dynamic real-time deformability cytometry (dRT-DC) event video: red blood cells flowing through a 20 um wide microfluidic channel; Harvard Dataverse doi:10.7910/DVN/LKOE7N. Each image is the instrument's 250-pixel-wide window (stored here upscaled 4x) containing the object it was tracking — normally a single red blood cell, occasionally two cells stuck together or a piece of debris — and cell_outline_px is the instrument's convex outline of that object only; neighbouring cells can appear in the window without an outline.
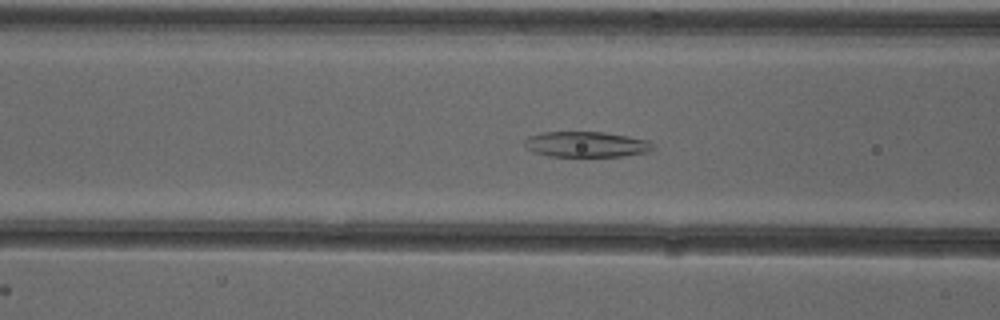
{"species": "common noctule bat (a hibernating species)", "species_latin": "Nyctalus noctula", "temperature_condition": "cold", "stored_images_in_passage": 53, "camera_frame_rate_fps": 3000, "um_per_image_px": 0.085, "animal": {"sex": "female"}, "frame": {"image": 1, "passage_image": 21, "time_ms": 6.667, "image_size_px": [1000, 320], "cell_outline_px": [[656, 148], [648, 152], [620, 156], [548, 156], [536, 152], [528, 148], [524, 144], [524, 140], [528, 136], [544, 132], [604, 132], [628, 136], [648, 140], [656, 144]], "centroid_in_image_um": [49.89, 12.26], "position_along_channel_um": 116.7, "area_um2": 19.13}}
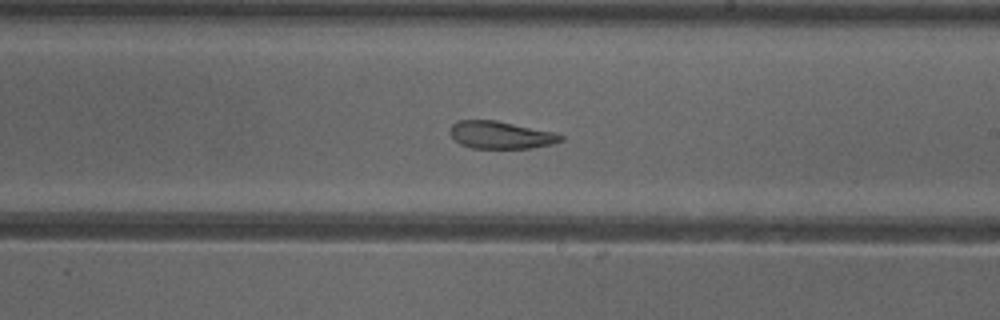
{"frame": {"image": 2, "passage_image": 31, "time_ms": 10.0, "image_size_px": [1000, 320], "cell_outline_px": [[564, 140], [552, 144], [528, 148], [472, 148], [460, 144], [448, 132], [452, 124], [460, 120], [496, 120], [552, 132], [564, 136]], "centroid_in_image_um": [42.54, 11.47], "position_along_channel_um": 246.5, "area_um2": 17.57}}
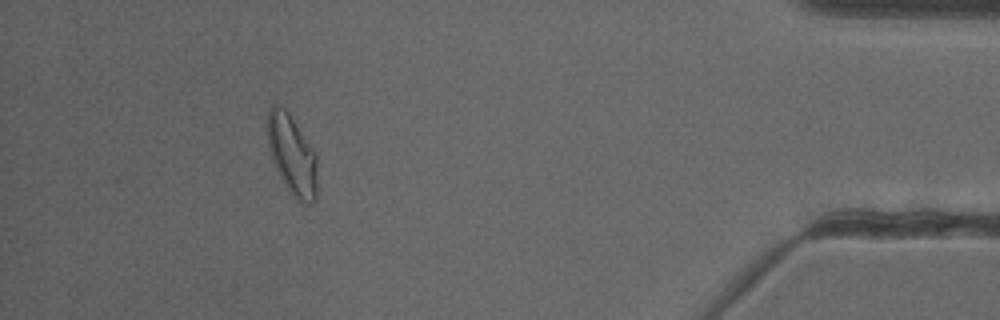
{"frame": {"image": 3, "passage_image": 48, "time_ms": 15.667, "image_size_px": [1000, 320], "cell_outline_px": [[316, 200], [312, 204], [304, 204], [288, 192], [284, 188], [272, 160], [268, 148], [264, 120], [268, 108], [272, 104], [280, 104], [288, 112], [316, 152]], "centroid_in_image_um": [24.76, 13.13], "position_along_channel_um": 410.4, "area_um2": 24.1}, "authors_computed_cell_mechanics": {"area_um2": 21.964, "velocity_mm_per_s": 3.8914, "shape_relaxation_time_tau1_ms": null, "shape_relaxation_time_tau2_ms": 3.3987, "deformation_change_tau1": null, "deformation_change_tau2": 0.118}}